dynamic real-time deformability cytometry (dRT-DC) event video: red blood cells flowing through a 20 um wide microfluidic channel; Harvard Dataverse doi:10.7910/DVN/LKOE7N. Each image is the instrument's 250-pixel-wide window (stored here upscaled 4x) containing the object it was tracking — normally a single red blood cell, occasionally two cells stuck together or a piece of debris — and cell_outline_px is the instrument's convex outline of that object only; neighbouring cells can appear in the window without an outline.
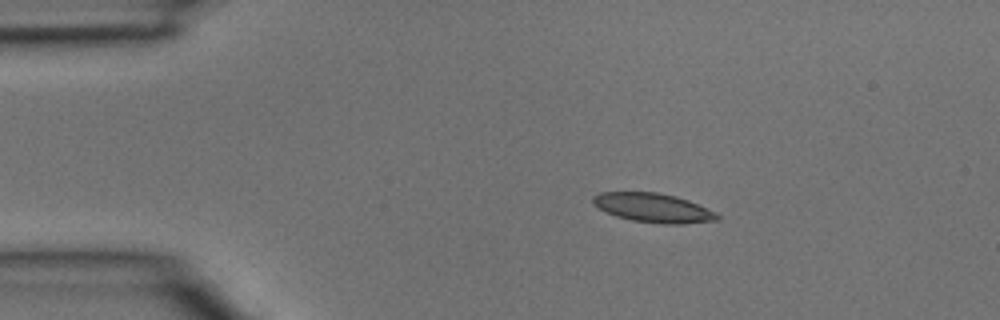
{"species": "common noctule bat (a hibernating species)", "species_latin": "Nyctalus noctula", "temperature_condition": "room temperature", "stored_images_in_passage": 4, "camera_frame_rate_fps": 3000, "um_per_image_px": 0.085, "animal": {"sex": "male", "body_mass_g": 15.6}, "frame": {"image": 1, "passage_image": 3, "time_ms": 0.667, "image_size_px": [1000, 320], "cell_outline_px": [[720, 220], [684, 224], [664, 224], [632, 220], [616, 216], [592, 204], [592, 196], [600, 192], [656, 192], [676, 196], [688, 200], [716, 212], [720, 216]], "centroid_in_image_um": [55.54, 17.66], "position_along_channel_um": 29.5, "area_um2": 21.1}}